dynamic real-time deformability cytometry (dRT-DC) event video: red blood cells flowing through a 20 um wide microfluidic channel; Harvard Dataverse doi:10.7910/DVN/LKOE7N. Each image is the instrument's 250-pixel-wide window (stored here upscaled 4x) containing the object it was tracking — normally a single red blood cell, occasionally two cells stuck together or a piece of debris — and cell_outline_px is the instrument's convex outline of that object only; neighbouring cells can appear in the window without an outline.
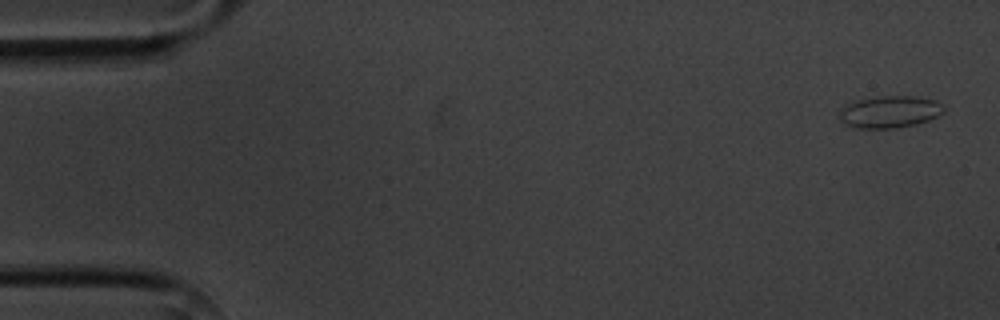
{"species": "common noctule bat (a hibernating species)", "species_latin": "Nyctalus noctula", "temperature_condition": "cold", "stored_images_in_passage": 4, "camera_frame_rate_fps": 3000, "um_per_image_px": 0.085, "animal": {"sex": "male", "body_mass_g": 20.1, "forearm_length_mm": 53.5}, "frame": {"image": 1, "passage_image": 1, "time_ms": 0.0, "image_size_px": [1000, 320], "cell_outline_px": [[944, 112], [928, 120], [916, 124], [896, 128], [856, 128], [844, 124], [840, 120], [840, 108], [848, 104], [860, 100], [880, 96], [916, 96], [936, 100], [944, 108]], "centroid_in_image_um": [75.62, 9.51], "position_along_channel_um": 9.4, "area_um2": 19.36}}
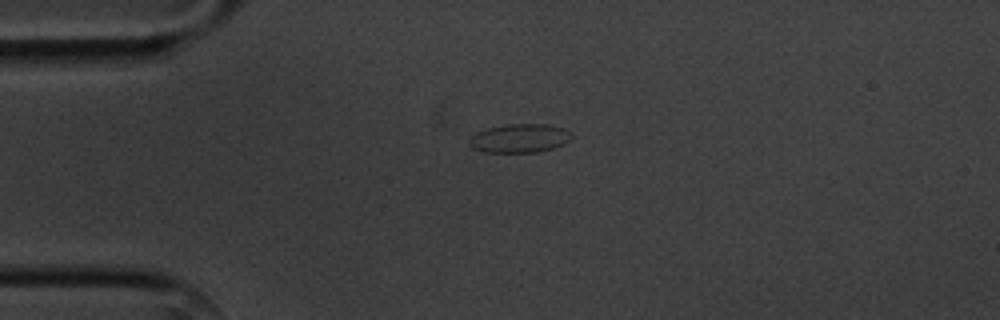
{"frame": {"image": 2, "passage_image": 4, "time_ms": 3.667, "image_size_px": [1000, 320], "cell_outline_px": [[572, 136], [564, 144], [552, 148], [536, 152], [484, 152], [472, 148], [468, 144], [468, 140], [476, 132], [488, 128], [508, 124], [548, 124], [564, 128]], "centroid_in_image_um": [44.13, 11.75], "position_along_channel_um": 40.9, "area_um2": 17.05}}